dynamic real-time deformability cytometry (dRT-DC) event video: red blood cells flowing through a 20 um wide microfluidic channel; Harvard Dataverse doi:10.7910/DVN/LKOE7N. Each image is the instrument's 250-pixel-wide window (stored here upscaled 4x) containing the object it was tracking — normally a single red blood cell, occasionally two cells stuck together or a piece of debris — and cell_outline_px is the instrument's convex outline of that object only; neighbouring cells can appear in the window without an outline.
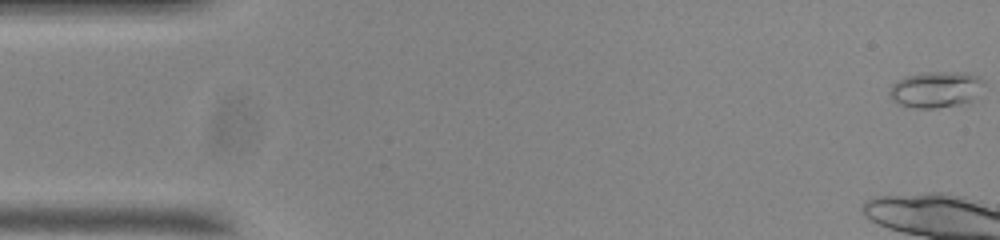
{"species": "common noctule bat (a hibernating species)", "species_latin": "Nyctalus noctula", "temperature_condition": "room temperature", "stored_images_in_passage": 10, "camera_frame_rate_fps": 3000, "um_per_image_px": 0.085, "animal": {"sex": "male", "body_mass_g": 20.0, "forearm_length_mm": 53.3}, "frame": {"image": 1, "passage_image": 1, "time_ms": 0.0, "image_size_px": [1000, 240], "cell_outline_px": [[984, 84], [972, 100], [968, 104], [936, 108], [916, 108], [900, 104], [892, 100], [888, 92], [888, 88], [892, 84], [904, 76], [924, 72], [968, 72], [980, 76], [984, 80]], "centroid_in_image_um": [79.56, 7.6], "position_along_channel_um": 5.4, "area_um2": 20.29}}